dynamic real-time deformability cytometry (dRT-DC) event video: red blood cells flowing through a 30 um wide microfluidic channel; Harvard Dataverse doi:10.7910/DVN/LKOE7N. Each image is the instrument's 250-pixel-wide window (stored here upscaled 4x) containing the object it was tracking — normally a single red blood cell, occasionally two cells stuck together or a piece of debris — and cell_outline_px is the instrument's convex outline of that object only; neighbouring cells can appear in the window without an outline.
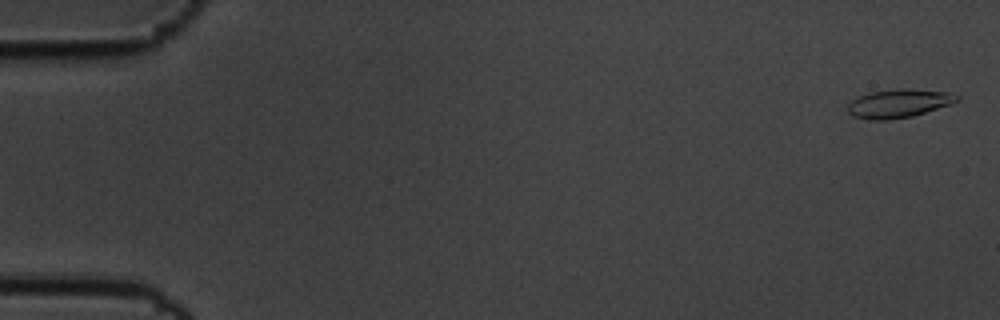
{"species": "common noctule bat (a hibernating species)", "species_latin": "Nyctalus noctula", "temperature_condition": "cold", "stored_images_in_passage": 50, "camera_frame_rate_fps": 3000, "um_per_image_px": 0.085, "animal": {"sex": "male", "body_mass_g": 19.5, "forearm_length_mm": 54.6}, "frame": {"image": 1, "passage_image": 2, "time_ms": 0.333, "image_size_px": [1000, 320], "cell_outline_px": [[960, 100], [912, 116], [888, 120], [868, 120], [852, 116], [848, 112], [848, 104], [852, 100], [868, 92], [904, 88], [948, 92], [960, 96]], "centroid_in_image_um": [76.35, 8.79], "position_along_channel_um": 8.7, "area_um2": 17.98}}
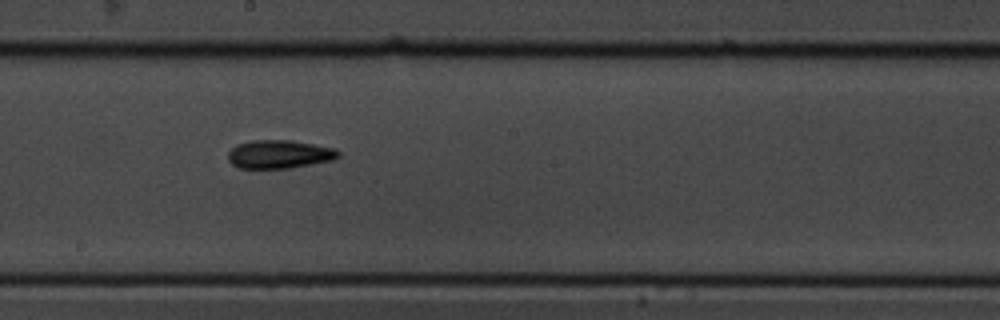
{"frame": {"image": 2, "passage_image": 33, "time_ms": 10.667, "image_size_px": [1000, 320], "cell_outline_px": [[340, 156], [332, 160], [288, 168], [240, 168], [232, 164], [228, 160], [228, 152], [236, 144], [252, 140], [292, 140], [336, 148], [340, 152]], "centroid_in_image_um": [23.74, 13.1], "position_along_channel_um": 224.5, "area_um2": 18.26}}
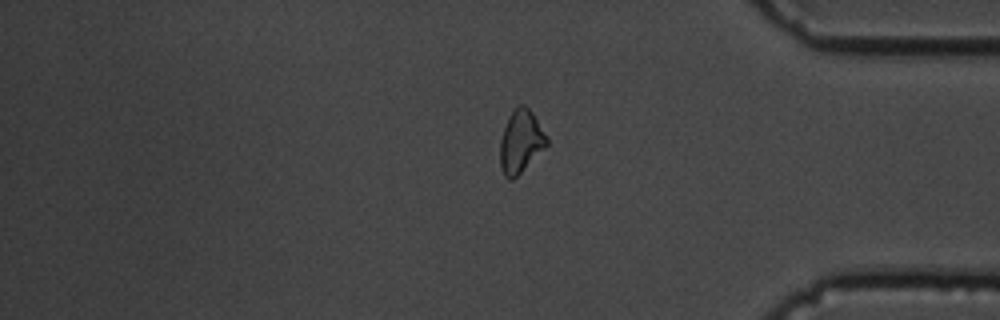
{"frame": {"image": 3, "passage_image": 49, "time_ms": 16.0, "image_size_px": [1000, 320], "cell_outline_px": [[548, 144], [512, 180], [508, 180], [504, 176], [500, 164], [500, 140], [508, 116], [520, 104], [524, 104], [532, 112], [548, 140]], "centroid_in_image_um": [44.23, 12.03], "position_along_channel_um": 391.0, "area_um2": 16.65}, "authors_computed_cell_mechanics": {"area_um2": 17.6001, "velocity_mm_per_s": 3.47, "shape_relaxation_time_tau1_ms": 5.2971, "shape_relaxation_time_tau2_ms": null, "deformation_change_tau1": 0.1216, "deformation_change_tau2": null}}